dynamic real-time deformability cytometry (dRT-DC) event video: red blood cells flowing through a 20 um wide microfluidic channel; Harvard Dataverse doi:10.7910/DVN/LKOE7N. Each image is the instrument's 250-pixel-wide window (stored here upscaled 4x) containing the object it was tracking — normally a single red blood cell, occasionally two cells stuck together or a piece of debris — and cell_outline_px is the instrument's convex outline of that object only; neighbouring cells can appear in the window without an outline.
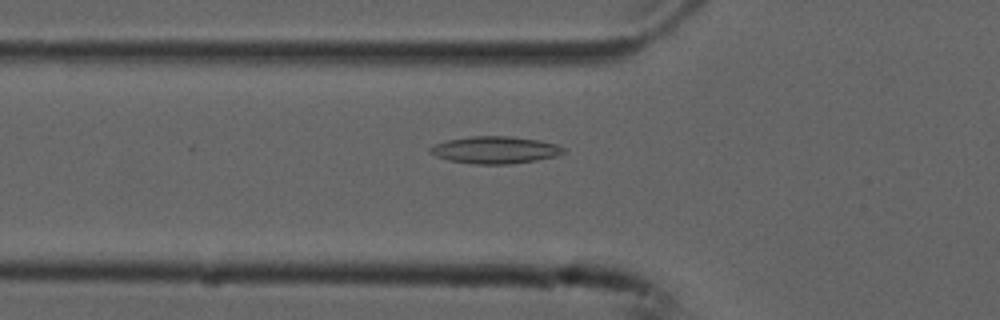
{"species": "common noctule bat (a hibernating species)", "species_latin": "Nyctalus noctula", "temperature_condition": "cold", "stored_images_in_passage": 55, "camera_frame_rate_fps": 3000, "um_per_image_px": 0.085, "animal": {"sex": "male", "forearm_length_mm": 52.5}, "frame": {"image": 1, "passage_image": 19, "time_ms": 6.0, "image_size_px": [1000, 320], "cell_outline_px": [[564, 152], [556, 156], [536, 160], [508, 164], [476, 164], [448, 160], [436, 156], [428, 152], [428, 148], [432, 144], [448, 140], [472, 136], [512, 136], [540, 140], [556, 144], [564, 148]], "centroid_in_image_um": [42.05, 12.74], "position_along_channel_um": 83.8, "area_um2": 21.15}}
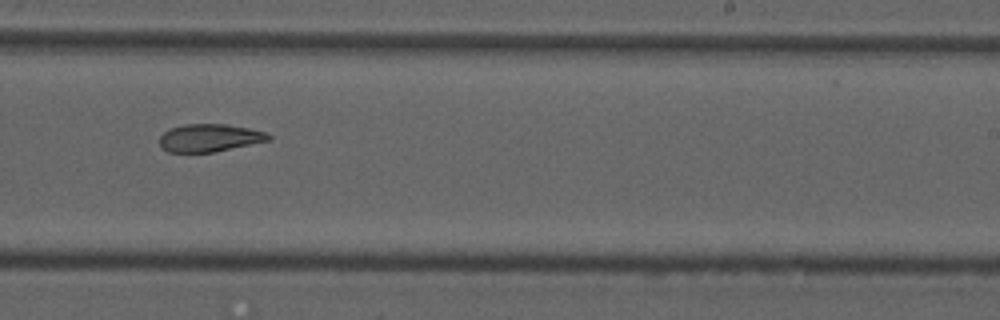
{"frame": {"image": 2, "passage_image": 34, "time_ms": 11.0, "image_size_px": [1000, 320], "cell_outline_px": [[272, 140], [212, 152], [168, 152], [160, 148], [160, 136], [164, 132], [172, 128], [184, 124], [228, 124], [268, 132], [272, 136]], "centroid_in_image_um": [17.84, 11.71], "position_along_channel_um": 271.2, "area_um2": 17.69}}
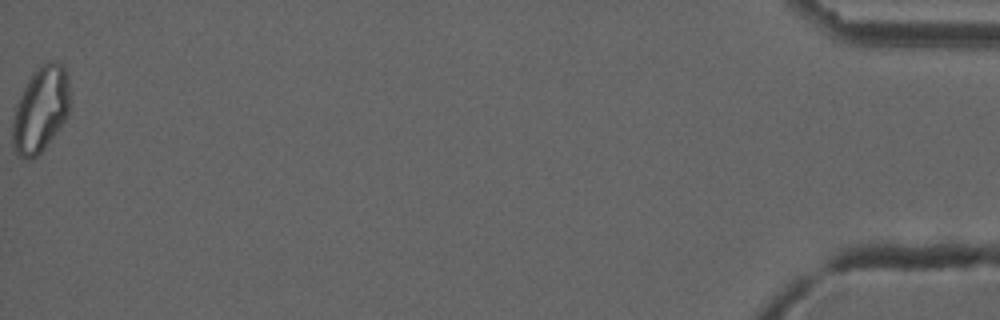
{"frame": {"image": 3, "passage_image": 55, "time_ms": 18.0, "image_size_px": [1000, 320], "cell_outline_px": [[68, 112], [64, 120], [56, 132], [44, 148], [36, 156], [28, 160], [16, 156], [12, 144], [12, 120], [16, 104], [24, 88], [32, 76], [44, 64], [52, 60], [60, 64], [64, 68], [68, 76]], "centroid_in_image_um": [3.41, 9.37], "position_along_channel_um": 431.8, "area_um2": 27.98}, "authors_computed_cell_mechanics": {"area_um2": 21.0392, "velocity_mm_per_s": 3.7459, "shape_relaxation_time_tau1_ms": null, "shape_relaxation_time_tau2_ms": 7.6447, "deformation_change_tau1": null, "deformation_change_tau2": 0.1697}}